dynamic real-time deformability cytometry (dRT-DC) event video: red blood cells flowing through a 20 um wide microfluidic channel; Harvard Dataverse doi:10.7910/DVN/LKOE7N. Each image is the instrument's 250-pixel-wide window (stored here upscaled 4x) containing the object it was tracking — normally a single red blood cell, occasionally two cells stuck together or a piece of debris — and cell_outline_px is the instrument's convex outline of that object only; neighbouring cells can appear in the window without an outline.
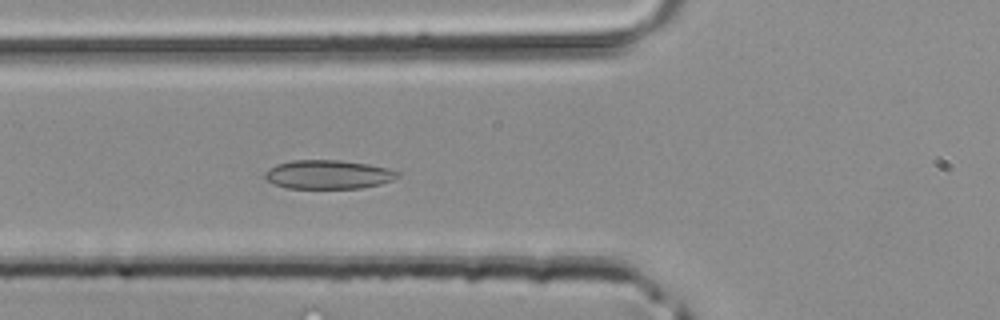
{"species": "common noctule bat (a hibernating species)", "species_latin": "Nyctalus noctula", "temperature_condition": "room temperature", "stored_images_in_passage": 31, "camera_frame_rate_fps": 3000, "um_per_image_px": 0.085, "animal": {"sex": "male", "body_mass_g": 20.4}, "frame": {"image": 1, "passage_image": 6, "time_ms": 1.667, "image_size_px": [1000, 320], "cell_outline_px": [[400, 176], [392, 180], [380, 184], [360, 188], [284, 188], [272, 184], [264, 176], [264, 172], [268, 168], [276, 164], [292, 160], [340, 160], [368, 164], [388, 168], [400, 172]], "centroid_in_image_um": [27.87, 14.83], "position_along_channel_um": 97.9, "area_um2": 22.48}}
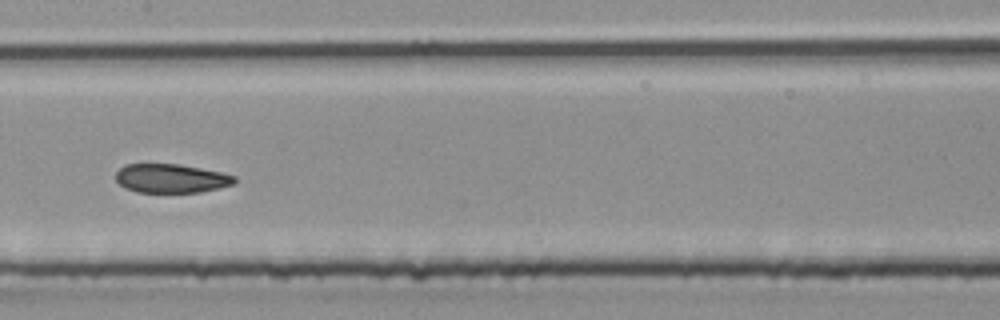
{"frame": {"image": 2, "passage_image": 12, "time_ms": 3.667, "image_size_px": [1000, 320], "cell_outline_px": [[236, 180], [232, 184], [200, 192], [136, 192], [124, 188], [116, 180], [116, 172], [124, 164], [180, 164], [220, 172], [236, 176]], "centroid_in_image_um": [14.5, 15.16], "position_along_channel_um": 192.9, "area_um2": 19.88}}
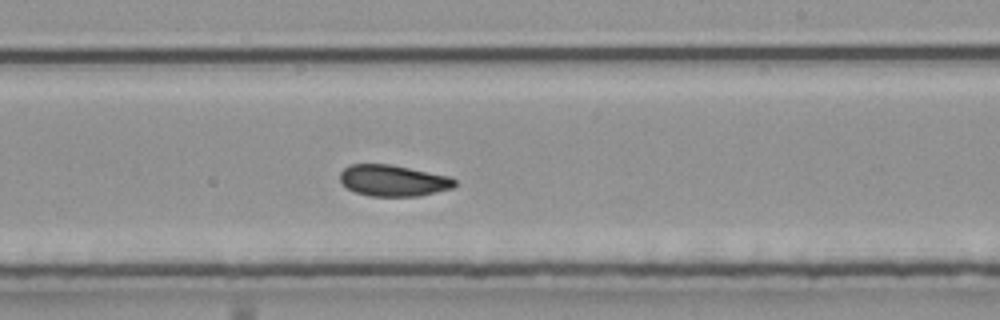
{"frame": {"image": 3, "passage_image": 16, "time_ms": 5.0, "image_size_px": [1000, 320], "cell_outline_px": [[456, 184], [452, 188], [420, 196], [372, 196], [356, 192], [348, 188], [340, 180], [340, 172], [344, 168], [352, 164], [392, 164], [448, 176], [456, 180]], "centroid_in_image_um": [33.43, 15.34], "position_along_channel_um": 255.6, "area_um2": 20.81}}